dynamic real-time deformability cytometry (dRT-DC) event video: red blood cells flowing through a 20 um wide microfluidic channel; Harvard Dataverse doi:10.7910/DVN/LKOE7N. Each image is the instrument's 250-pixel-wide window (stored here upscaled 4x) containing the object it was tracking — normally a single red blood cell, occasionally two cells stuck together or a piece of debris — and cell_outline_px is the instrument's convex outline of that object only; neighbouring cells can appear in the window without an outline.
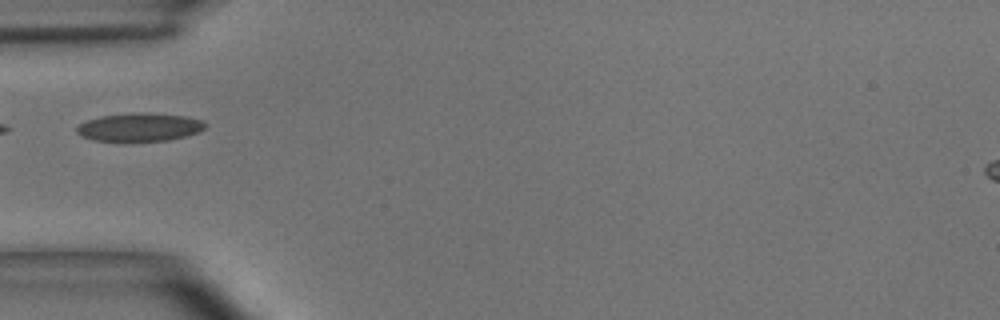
{"species": "common noctule bat (a hibernating species)", "species_latin": "Nyctalus noctula", "temperature_condition": "room temperature", "stored_images_in_passage": 2, "camera_frame_rate_fps": 3000, "um_per_image_px": 0.085, "animal": {"sex": "male", "body_mass_g": 15.6}, "frame": {"image": 1, "passage_image": 2, "time_ms": 0.333, "image_size_px": [1000, 320], "cell_outline_px": [[208, 124], [200, 132], [188, 136], [168, 140], [128, 144], [124, 144], [92, 140], [80, 136], [76, 132], [76, 128], [80, 124], [88, 120], [100, 116], [140, 112], [148, 112], [188, 116], [204, 120]], "centroid_in_image_um": [11.88, 10.85], "position_along_channel_um": 73.1, "area_um2": 22.37}}